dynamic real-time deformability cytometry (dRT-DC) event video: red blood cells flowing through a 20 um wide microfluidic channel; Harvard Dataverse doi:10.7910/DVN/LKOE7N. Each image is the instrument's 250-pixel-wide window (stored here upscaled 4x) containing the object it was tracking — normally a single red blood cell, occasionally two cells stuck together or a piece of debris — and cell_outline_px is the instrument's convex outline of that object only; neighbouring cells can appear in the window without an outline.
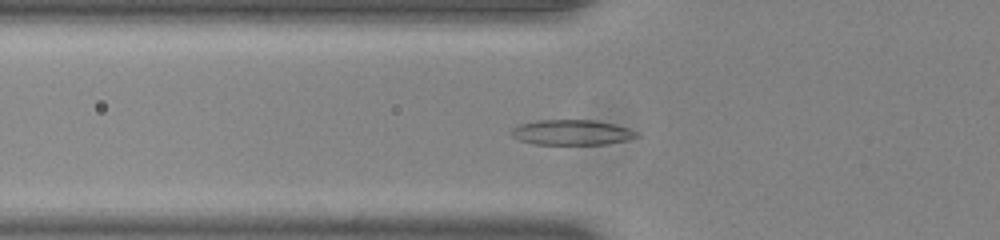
{"species": "common noctule bat (a hibernating species)", "species_latin": "Nyctalus noctula", "temperature_condition": "room temperature", "stored_images_in_passage": 33, "camera_frame_rate_fps": 3000, "um_per_image_px": 0.085, "animal": {"sex": "male", "body_mass_g": 20.0, "forearm_length_mm": 53.3}, "frame": {"image": 1, "passage_image": 8, "time_ms": 2.333, "image_size_px": [1000, 240], "cell_outline_px": [[640, 136], [628, 140], [604, 144], [536, 144], [520, 140], [512, 136], [512, 128], [520, 124], [536, 120], [592, 120], [612, 124], [628, 128], [636, 132]], "centroid_in_image_um": [48.6, 11.25], "position_along_channel_um": 77.2, "area_um2": 18.21}}
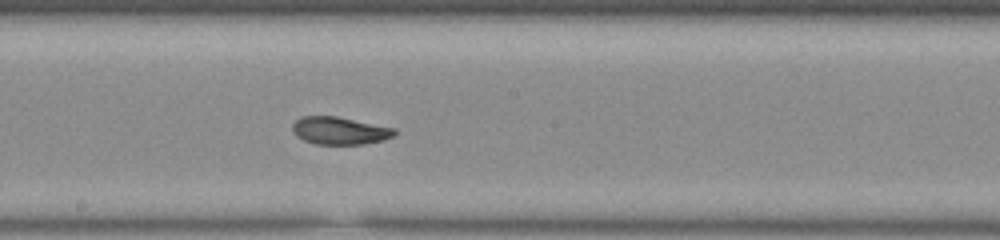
{"frame": {"image": 2, "passage_image": 19, "time_ms": 6.0, "image_size_px": [1000, 240], "cell_outline_px": [[396, 132], [392, 136], [384, 140], [364, 144], [316, 144], [304, 140], [296, 136], [292, 132], [292, 124], [300, 116], [336, 116], [396, 128]], "centroid_in_image_um": [28.85, 11.1], "position_along_channel_um": 219.3, "area_um2": 16.47}}
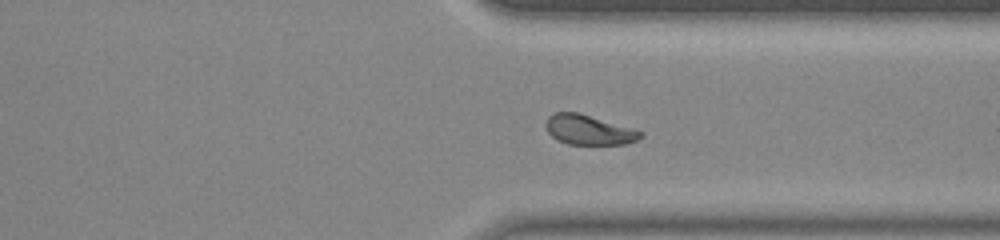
{"frame": {"image": 3, "passage_image": 30, "time_ms": 9.667, "image_size_px": [1000, 240], "cell_outline_px": [[644, 136], [636, 140], [624, 144], [568, 144], [556, 140], [548, 132], [544, 124], [548, 116], [556, 112], [580, 112], [636, 128], [644, 132]], "centroid_in_image_um": [50.08, 11.02], "position_along_channel_um": 361.3, "area_um2": 16.88}, "authors_computed_cell_mechanics": {"area_um2": 16.762, "velocity_mm_per_s": 3.8658, "shape_relaxation_time_tau1_ms": 6.1189, "shape_relaxation_time_tau2_ms": 1.3039, "deformation_change_tau1": 0.1773, "deformation_change_tau2": 0.0531}}